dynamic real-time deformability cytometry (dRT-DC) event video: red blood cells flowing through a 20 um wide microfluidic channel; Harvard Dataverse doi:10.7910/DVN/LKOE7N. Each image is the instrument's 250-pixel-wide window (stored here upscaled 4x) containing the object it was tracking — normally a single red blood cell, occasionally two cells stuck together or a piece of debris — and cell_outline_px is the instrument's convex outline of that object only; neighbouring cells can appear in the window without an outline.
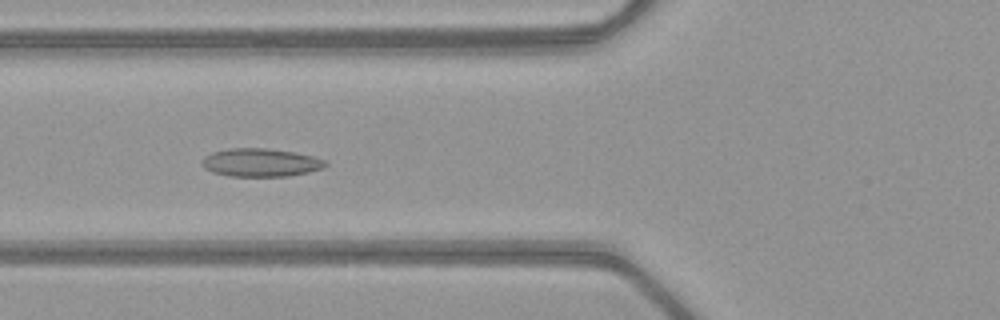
{"species": "common noctule bat (a hibernating species)", "species_latin": "Nyctalus noctula", "temperature_condition": "warm", "stored_images_in_passage": 51, "camera_frame_rate_fps": 3000, "um_per_image_px": 0.085, "animal": {"sex": "female", "body_mass_g": 21.9}, "frame": {"image": 1, "passage_image": 20, "time_ms": 6.333, "image_size_px": [1000, 320], "cell_outline_px": [[328, 164], [324, 168], [308, 172], [288, 176], [228, 176], [212, 172], [204, 168], [204, 156], [212, 152], [228, 148], [268, 148], [296, 152], [328, 160]], "centroid_in_image_um": [22.2, 13.81], "position_along_channel_um": 103.6, "area_um2": 20.4}}
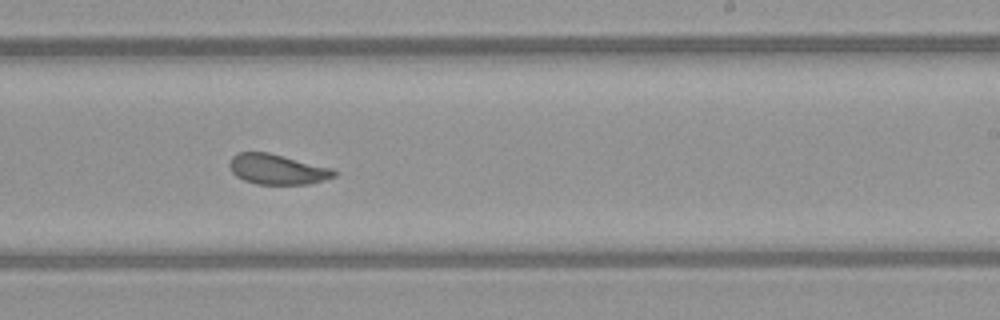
{"frame": {"image": 2, "passage_image": 32, "time_ms": 10.333, "image_size_px": [1000, 320], "cell_outline_px": [[336, 176], [324, 180], [308, 184], [256, 184], [244, 180], [236, 176], [232, 172], [228, 164], [232, 156], [240, 152], [268, 152], [332, 168], [336, 172]], "centroid_in_image_um": [23.55, 14.39], "position_along_channel_um": 265.4, "area_um2": 18.38}}
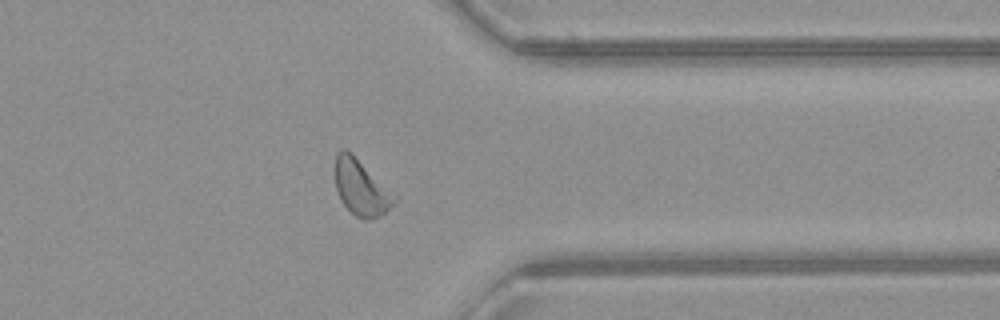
{"frame": {"image": 3, "passage_image": 41, "time_ms": 13.333, "image_size_px": [1000, 320], "cell_outline_px": [[396, 196], [392, 204], [384, 212], [368, 220], [364, 220], [356, 216], [340, 200], [336, 188], [336, 152], [344, 148], [352, 152], [396, 192]], "centroid_in_image_um": [30.71, 15.89], "position_along_channel_um": 380.7, "area_um2": 19.36}, "authors_computed_cell_mechanics": {"area_um2": 19.9988, "velocity_mm_per_s": 4.0338, "shape_relaxation_time_tau1_ms": null, "shape_relaxation_time_tau2_ms": 1.7423, "deformation_change_tau1": null, "deformation_change_tau2": 0.0866}}